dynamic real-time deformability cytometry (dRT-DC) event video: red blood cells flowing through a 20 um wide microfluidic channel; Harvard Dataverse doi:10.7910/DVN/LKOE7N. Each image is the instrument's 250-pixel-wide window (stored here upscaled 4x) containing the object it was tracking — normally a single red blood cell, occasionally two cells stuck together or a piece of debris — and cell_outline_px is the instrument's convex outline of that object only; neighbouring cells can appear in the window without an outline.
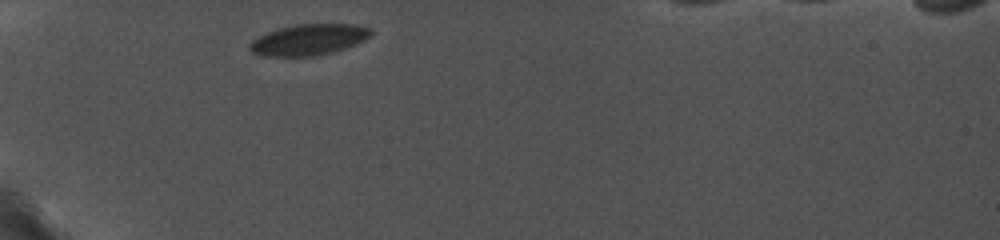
{"species": "common noctule bat (a hibernating species)", "species_latin": "Nyctalus noctula", "temperature_condition": "cold", "stored_images_in_passage": 39, "camera_frame_rate_fps": 5000, "um_per_image_px": 0.085, "animal": {"sex": "female", "body_mass_g": 19.0, "forearm_length_mm": 56.7}, "frame": {"image": 1, "passage_image": 1, "time_ms": 0.0, "image_size_px": [1000, 240], "cell_outline_px": [[372, 36], [356, 44], [332, 52], [316, 56], [260, 56], [252, 52], [248, 48], [248, 44], [252, 40], [268, 32], [280, 28], [296, 24], [356, 24], [372, 28]], "centroid_in_image_um": [26.26, 3.37], "position_along_channel_um": 58.7, "area_um2": 22.02}}